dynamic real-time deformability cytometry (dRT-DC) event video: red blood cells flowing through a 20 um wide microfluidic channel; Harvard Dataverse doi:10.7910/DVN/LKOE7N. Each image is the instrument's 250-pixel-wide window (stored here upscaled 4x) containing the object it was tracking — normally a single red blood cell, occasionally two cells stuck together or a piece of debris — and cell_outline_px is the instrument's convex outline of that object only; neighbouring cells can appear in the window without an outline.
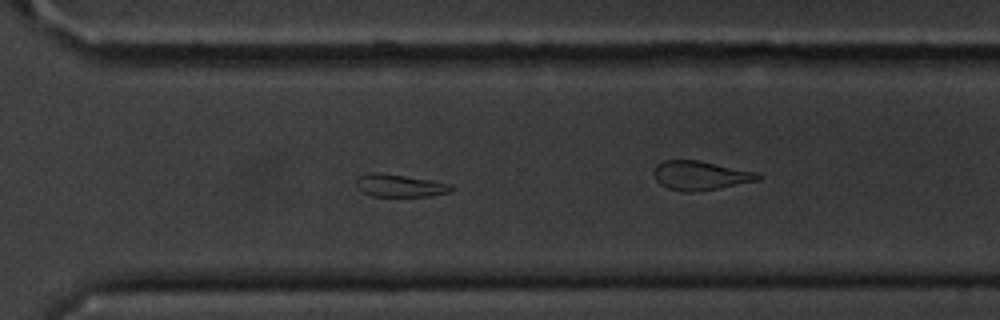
{"species": "common noctule bat (a hibernating species)", "species_latin": "Nyctalus noctula", "temperature_condition": "cold", "stored_images_in_passage": 42, "camera_frame_rate_fps": 3000, "um_per_image_px": 0.085, "animal": {"sex": "male", "body_mass_g": 20.1, "forearm_length_mm": 53.5}, "frame": {"image": 1, "passage_image": 25, "time_ms": 8.0, "image_size_px": [1000, 320], "cell_outline_px": [[452, 188], [448, 192], [432, 196], [372, 196], [364, 192], [356, 184], [356, 176], [368, 172], [380, 172], [452, 184]], "centroid_in_image_um": [33.93, 15.76], "position_along_channel_um": 336.7, "area_um2": 12.37}}
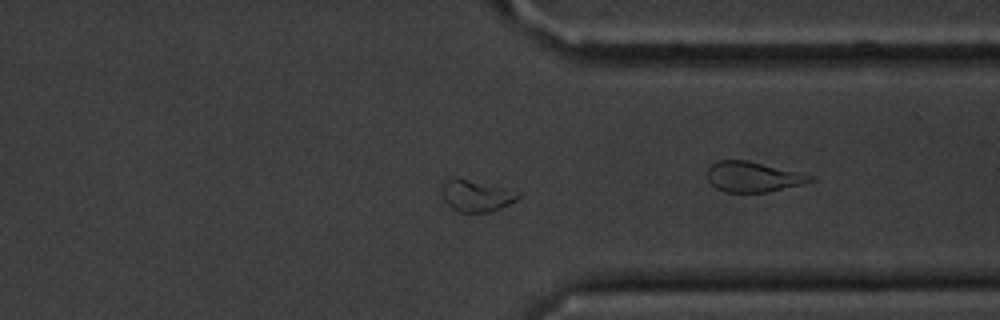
{"frame": {"image": 2, "passage_image": 28, "time_ms": 9.0, "image_size_px": [1000, 320], "cell_outline_px": [[520, 196], [516, 200], [492, 212], [460, 212], [452, 208], [444, 200], [444, 176], [456, 176], [508, 188], [520, 192]], "centroid_in_image_um": [40.49, 16.59], "position_along_channel_um": 370.9, "area_um2": 14.28}}
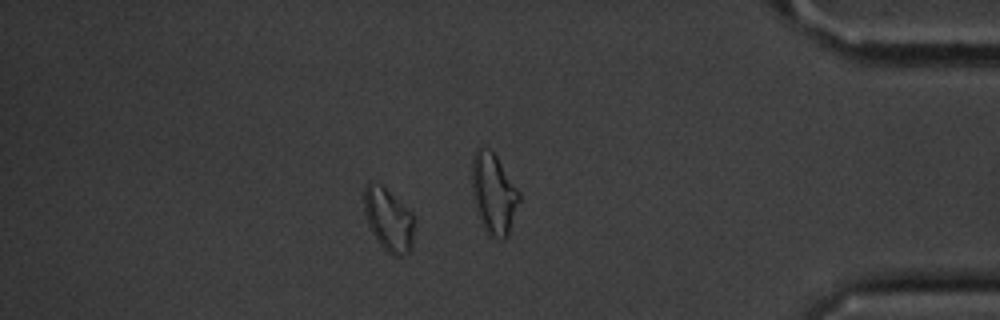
{"frame": {"image": 3, "passage_image": 34, "time_ms": 11.0, "image_size_px": [1000, 320], "cell_outline_px": [[412, 244], [408, 252], [400, 256], [392, 256], [380, 244], [372, 232], [368, 224], [364, 212], [364, 184], [368, 180], [380, 184], [408, 208], [412, 212]], "centroid_in_image_um": [32.98, 18.63], "position_along_channel_um": 402.2, "area_um2": 18.21}, "authors_computed_cell_mechanics": {"area_um2": 13.9009, "velocity_mm_per_s": 3.5945, "shape_relaxation_time_tau1_ms": 4.5504, "shape_relaxation_time_tau2_ms": null, "deformation_change_tau1": 0.1251, "deformation_change_tau2": null}}